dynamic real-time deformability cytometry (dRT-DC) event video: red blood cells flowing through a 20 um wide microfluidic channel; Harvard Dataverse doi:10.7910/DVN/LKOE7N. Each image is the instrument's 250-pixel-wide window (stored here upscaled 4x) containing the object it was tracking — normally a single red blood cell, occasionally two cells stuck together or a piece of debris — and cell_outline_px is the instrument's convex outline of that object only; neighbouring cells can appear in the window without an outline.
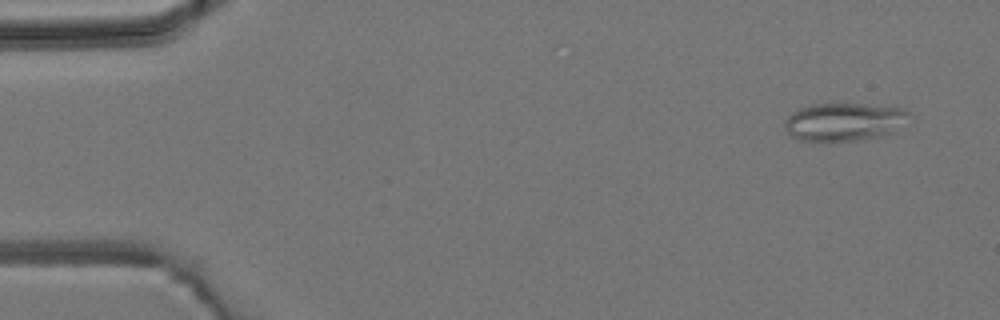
{"species": "common noctule bat (a hibernating species)", "species_latin": "Nyctalus noctula", "temperature_condition": "room temperature", "stored_images_in_passage": 5, "camera_frame_rate_fps": 3000, "um_per_image_px": 0.085, "animal": {"sex": "male", "body_mass_g": 19.2, "forearm_length_mm": 51.8}, "frame": {"image": 1, "passage_image": 1, "time_ms": 0.0, "image_size_px": [1000, 320], "cell_outline_px": [[908, 112], [896, 132], [880, 136], [856, 140], [800, 140], [792, 136], [784, 128], [784, 120], [792, 112], [800, 108], [812, 104], [864, 104], [904, 108]], "centroid_in_image_um": [71.7, 10.34], "position_along_channel_um": 13.3, "area_um2": 27.11}}